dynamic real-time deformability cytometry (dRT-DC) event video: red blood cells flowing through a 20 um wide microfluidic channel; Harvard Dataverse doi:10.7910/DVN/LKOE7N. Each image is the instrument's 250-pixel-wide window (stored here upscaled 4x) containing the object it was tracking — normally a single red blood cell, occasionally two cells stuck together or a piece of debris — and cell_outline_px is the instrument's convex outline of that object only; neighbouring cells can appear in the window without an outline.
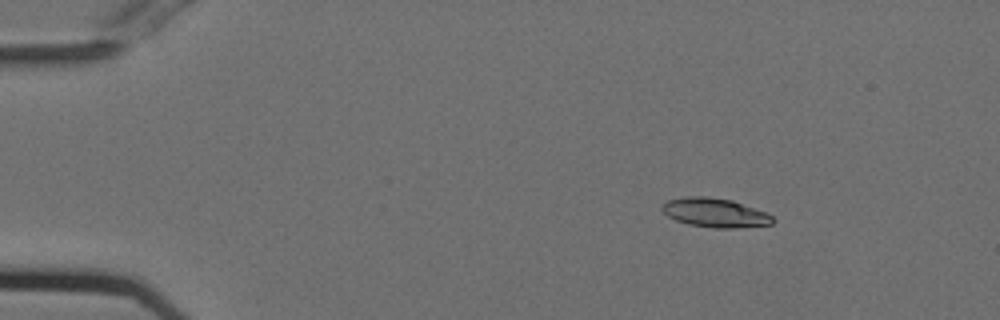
{"species": "Egyptian fruit bat (a non-hibernating species)", "species_latin": "Rousettus aegyptiacus", "temperature_condition": "cold", "stored_images_in_passage": 48, "camera_frame_rate_fps": 3000, "um_per_image_px": 0.085, "animal": {"sex": "female"}, "frame": {"image": 1, "passage_image": 1, "time_ms": 0.0, "image_size_px": [1000, 320], "cell_outline_px": [[776, 220], [772, 224], [736, 228], [712, 228], [688, 224], [676, 220], [668, 216], [660, 208], [668, 200], [684, 196], [704, 196], [732, 200], [764, 212], [772, 216]], "centroid_in_image_um": [60.76, 18.08], "position_along_channel_um": 24.2, "area_um2": 18.67}}
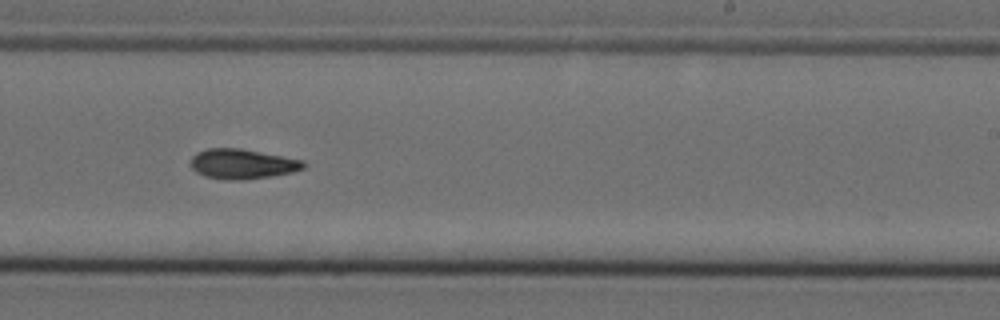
{"frame": {"image": 2, "passage_image": 27, "time_ms": 8.667, "image_size_px": [1000, 320], "cell_outline_px": [[308, 164], [304, 168], [292, 172], [244, 180], [228, 180], [204, 176], [196, 172], [192, 168], [192, 156], [196, 152], [208, 148], [240, 148], [304, 160]], "centroid_in_image_um": [20.61, 13.93], "position_along_channel_um": 268.4, "area_um2": 19.65}}
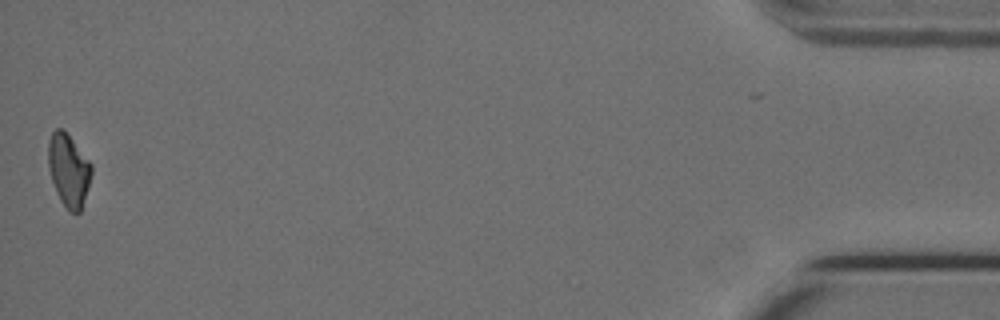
{"frame": {"image": 3, "passage_image": 47, "time_ms": 15.333, "image_size_px": [1000, 320], "cell_outline_px": [[92, 172], [88, 188], [80, 212], [68, 212], [60, 200], [56, 192], [52, 180], [48, 164], [48, 140], [52, 132], [56, 128], [64, 128], [92, 164]], "centroid_in_image_um": [5.83, 14.44], "position_along_channel_um": 429.4, "area_um2": 18.44}, "authors_computed_cell_mechanics": {"area_um2": 18.9873, "velocity_mm_per_s": 3.7372, "shape_relaxation_time_tau1_ms": 5.8123, "shape_relaxation_time_tau2_ms": 8.0052, "deformation_change_tau1": 0.1632, "deformation_change_tau2": 0.1667}}